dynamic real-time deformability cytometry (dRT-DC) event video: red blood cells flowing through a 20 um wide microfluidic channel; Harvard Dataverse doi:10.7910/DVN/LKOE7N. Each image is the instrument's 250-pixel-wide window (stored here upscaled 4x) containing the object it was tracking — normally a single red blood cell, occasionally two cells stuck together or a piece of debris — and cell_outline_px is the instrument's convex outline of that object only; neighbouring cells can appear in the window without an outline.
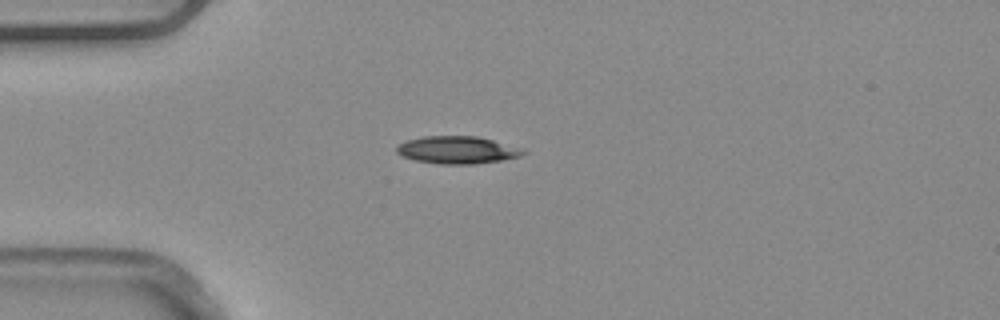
{"species": "common noctule bat (a hibernating species)", "species_latin": "Nyctalus noctula", "temperature_condition": "warm", "stored_images_in_passage": 6, "camera_frame_rate_fps": 3000, "um_per_image_px": 0.085, "animal": {"sex": "male", "body_mass_g": 20.4}, "frame": {"image": 1, "passage_image": 6, "time_ms": 1.667, "image_size_px": [1000, 320], "cell_outline_px": [[528, 152], [520, 156], [500, 160], [476, 164], [440, 164], [416, 160], [404, 156], [396, 152], [396, 148], [400, 144], [408, 140], [424, 136], [476, 136], [492, 140], [520, 148]], "centroid_in_image_um": [38.87, 12.75], "position_along_channel_um": 46.1, "area_um2": 19.94}}